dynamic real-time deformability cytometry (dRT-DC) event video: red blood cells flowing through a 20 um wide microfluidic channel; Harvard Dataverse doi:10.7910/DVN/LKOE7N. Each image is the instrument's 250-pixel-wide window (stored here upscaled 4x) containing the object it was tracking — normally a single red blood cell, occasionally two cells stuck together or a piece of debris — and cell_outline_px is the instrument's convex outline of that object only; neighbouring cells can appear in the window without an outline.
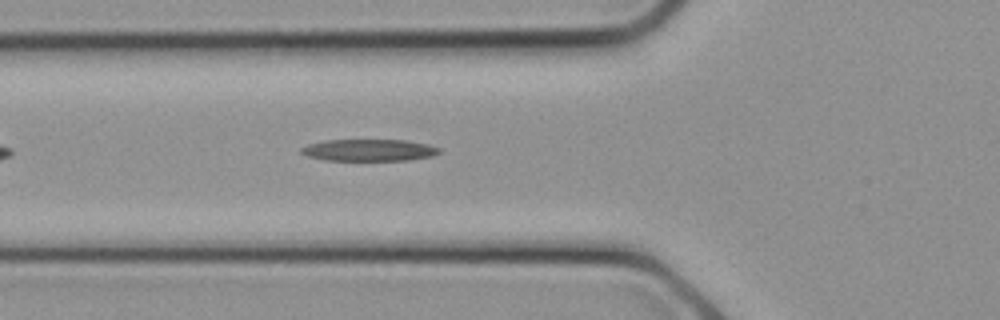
{"species": "common noctule bat (a hibernating species)", "species_latin": "Nyctalus noctula", "temperature_condition": "cold", "stored_images_in_passage": 4, "camera_frame_rate_fps": 3000, "um_per_image_px": 0.085, "animal": {"sex": "female", "body_mass_g": 21.9}, "frame": {"image": 1, "passage_image": 4, "time_ms": 1.0, "image_size_px": [1000, 320], "cell_outline_px": [[440, 152], [432, 156], [408, 160], [324, 160], [308, 156], [300, 152], [300, 148], [308, 144], [324, 140], [404, 140], [428, 144], [440, 148]], "centroid_in_image_um": [31.35, 12.76], "position_along_channel_um": 94.4, "area_um2": 17.51}}